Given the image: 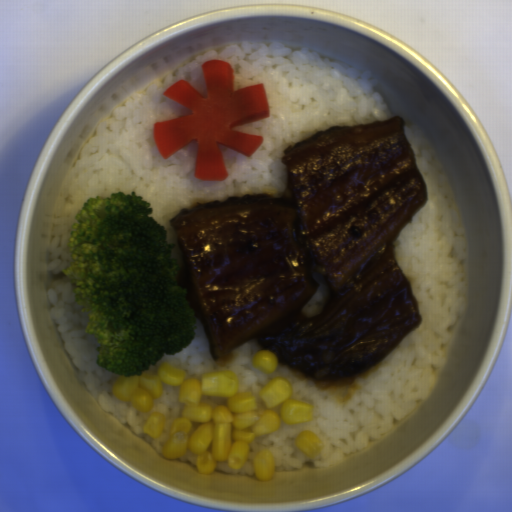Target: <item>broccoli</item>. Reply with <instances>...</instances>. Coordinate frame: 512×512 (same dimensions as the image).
<instances>
[{"label": "broccoli", "mask_w": 512, "mask_h": 512, "mask_svg": "<svg viewBox=\"0 0 512 512\" xmlns=\"http://www.w3.org/2000/svg\"><path fill=\"white\" fill-rule=\"evenodd\" d=\"M149 200L113 192L87 198L70 227L65 275L97 335L96 365L138 376L191 345L202 325L185 292L182 253L150 217Z\"/></svg>", "instance_id": "1"}]
</instances>
